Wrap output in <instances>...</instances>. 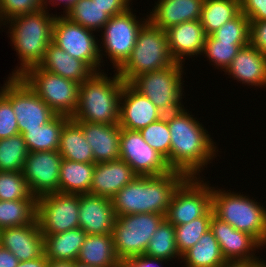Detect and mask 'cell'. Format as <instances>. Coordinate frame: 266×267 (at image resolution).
I'll use <instances>...</instances> for the list:
<instances>
[{
    "mask_svg": "<svg viewBox=\"0 0 266 267\" xmlns=\"http://www.w3.org/2000/svg\"><path fill=\"white\" fill-rule=\"evenodd\" d=\"M240 12V0H204L200 22L208 36Z\"/></svg>",
    "mask_w": 266,
    "mask_h": 267,
    "instance_id": "obj_33",
    "label": "cell"
},
{
    "mask_svg": "<svg viewBox=\"0 0 266 267\" xmlns=\"http://www.w3.org/2000/svg\"><path fill=\"white\" fill-rule=\"evenodd\" d=\"M256 259L226 261L222 267H255Z\"/></svg>",
    "mask_w": 266,
    "mask_h": 267,
    "instance_id": "obj_51",
    "label": "cell"
},
{
    "mask_svg": "<svg viewBox=\"0 0 266 267\" xmlns=\"http://www.w3.org/2000/svg\"><path fill=\"white\" fill-rule=\"evenodd\" d=\"M184 267H222L224 259L219 242L209 229L188 251L181 256Z\"/></svg>",
    "mask_w": 266,
    "mask_h": 267,
    "instance_id": "obj_31",
    "label": "cell"
},
{
    "mask_svg": "<svg viewBox=\"0 0 266 267\" xmlns=\"http://www.w3.org/2000/svg\"><path fill=\"white\" fill-rule=\"evenodd\" d=\"M213 214V208H211L205 215L187 224L174 226L175 241L180 256L197 244L199 239L210 229Z\"/></svg>",
    "mask_w": 266,
    "mask_h": 267,
    "instance_id": "obj_39",
    "label": "cell"
},
{
    "mask_svg": "<svg viewBox=\"0 0 266 267\" xmlns=\"http://www.w3.org/2000/svg\"><path fill=\"white\" fill-rule=\"evenodd\" d=\"M174 63L169 52L166 31L148 20L139 31L130 57L117 73L124 82L129 83L135 76L161 70Z\"/></svg>",
    "mask_w": 266,
    "mask_h": 267,
    "instance_id": "obj_6",
    "label": "cell"
},
{
    "mask_svg": "<svg viewBox=\"0 0 266 267\" xmlns=\"http://www.w3.org/2000/svg\"><path fill=\"white\" fill-rule=\"evenodd\" d=\"M18 263L16 256L0 245V267H16Z\"/></svg>",
    "mask_w": 266,
    "mask_h": 267,
    "instance_id": "obj_49",
    "label": "cell"
},
{
    "mask_svg": "<svg viewBox=\"0 0 266 267\" xmlns=\"http://www.w3.org/2000/svg\"><path fill=\"white\" fill-rule=\"evenodd\" d=\"M0 200H37L29 190L22 172L0 171Z\"/></svg>",
    "mask_w": 266,
    "mask_h": 267,
    "instance_id": "obj_40",
    "label": "cell"
},
{
    "mask_svg": "<svg viewBox=\"0 0 266 267\" xmlns=\"http://www.w3.org/2000/svg\"><path fill=\"white\" fill-rule=\"evenodd\" d=\"M133 10L130 6L121 14L110 17V20L103 26L101 36H99L101 37L99 53L102 66L105 61L103 58L108 56L113 65L112 69L117 71L130 57L140 29L148 21V14L146 18L145 16L138 18L139 16L136 17Z\"/></svg>",
    "mask_w": 266,
    "mask_h": 267,
    "instance_id": "obj_8",
    "label": "cell"
},
{
    "mask_svg": "<svg viewBox=\"0 0 266 267\" xmlns=\"http://www.w3.org/2000/svg\"><path fill=\"white\" fill-rule=\"evenodd\" d=\"M139 132L147 144L166 158L170 167L171 138L167 119L162 117Z\"/></svg>",
    "mask_w": 266,
    "mask_h": 267,
    "instance_id": "obj_41",
    "label": "cell"
},
{
    "mask_svg": "<svg viewBox=\"0 0 266 267\" xmlns=\"http://www.w3.org/2000/svg\"><path fill=\"white\" fill-rule=\"evenodd\" d=\"M138 176L170 173L166 158L143 139L139 131L120 128V157Z\"/></svg>",
    "mask_w": 266,
    "mask_h": 267,
    "instance_id": "obj_15",
    "label": "cell"
},
{
    "mask_svg": "<svg viewBox=\"0 0 266 267\" xmlns=\"http://www.w3.org/2000/svg\"><path fill=\"white\" fill-rule=\"evenodd\" d=\"M210 230L219 242L221 253L226 261L257 259L260 255L257 256L256 252L264 248L255 237L235 229L214 214L210 221Z\"/></svg>",
    "mask_w": 266,
    "mask_h": 267,
    "instance_id": "obj_17",
    "label": "cell"
},
{
    "mask_svg": "<svg viewBox=\"0 0 266 267\" xmlns=\"http://www.w3.org/2000/svg\"><path fill=\"white\" fill-rule=\"evenodd\" d=\"M36 215L37 200H0V230L33 224Z\"/></svg>",
    "mask_w": 266,
    "mask_h": 267,
    "instance_id": "obj_36",
    "label": "cell"
},
{
    "mask_svg": "<svg viewBox=\"0 0 266 267\" xmlns=\"http://www.w3.org/2000/svg\"><path fill=\"white\" fill-rule=\"evenodd\" d=\"M249 44L266 55V20L250 21Z\"/></svg>",
    "mask_w": 266,
    "mask_h": 267,
    "instance_id": "obj_46",
    "label": "cell"
},
{
    "mask_svg": "<svg viewBox=\"0 0 266 267\" xmlns=\"http://www.w3.org/2000/svg\"><path fill=\"white\" fill-rule=\"evenodd\" d=\"M96 163L75 162L63 159L59 174V192L90 194V186Z\"/></svg>",
    "mask_w": 266,
    "mask_h": 267,
    "instance_id": "obj_30",
    "label": "cell"
},
{
    "mask_svg": "<svg viewBox=\"0 0 266 267\" xmlns=\"http://www.w3.org/2000/svg\"><path fill=\"white\" fill-rule=\"evenodd\" d=\"M47 8L30 14H22L6 21L3 27L20 64L15 66L10 77H21L28 69L38 66L44 58L46 49L52 41V29L56 15ZM5 25V26H4Z\"/></svg>",
    "mask_w": 266,
    "mask_h": 267,
    "instance_id": "obj_3",
    "label": "cell"
},
{
    "mask_svg": "<svg viewBox=\"0 0 266 267\" xmlns=\"http://www.w3.org/2000/svg\"><path fill=\"white\" fill-rule=\"evenodd\" d=\"M255 267H266V260L263 258H257L255 260Z\"/></svg>",
    "mask_w": 266,
    "mask_h": 267,
    "instance_id": "obj_54",
    "label": "cell"
},
{
    "mask_svg": "<svg viewBox=\"0 0 266 267\" xmlns=\"http://www.w3.org/2000/svg\"><path fill=\"white\" fill-rule=\"evenodd\" d=\"M70 119L65 115H56L52 120L39 128L24 129L21 133L29 152L56 151L59 148L60 132Z\"/></svg>",
    "mask_w": 266,
    "mask_h": 267,
    "instance_id": "obj_32",
    "label": "cell"
},
{
    "mask_svg": "<svg viewBox=\"0 0 266 267\" xmlns=\"http://www.w3.org/2000/svg\"><path fill=\"white\" fill-rule=\"evenodd\" d=\"M240 8L249 21L266 20V0H240Z\"/></svg>",
    "mask_w": 266,
    "mask_h": 267,
    "instance_id": "obj_45",
    "label": "cell"
},
{
    "mask_svg": "<svg viewBox=\"0 0 266 267\" xmlns=\"http://www.w3.org/2000/svg\"><path fill=\"white\" fill-rule=\"evenodd\" d=\"M79 227L90 235L112 234L116 214L111 199L92 194H80Z\"/></svg>",
    "mask_w": 266,
    "mask_h": 267,
    "instance_id": "obj_19",
    "label": "cell"
},
{
    "mask_svg": "<svg viewBox=\"0 0 266 267\" xmlns=\"http://www.w3.org/2000/svg\"><path fill=\"white\" fill-rule=\"evenodd\" d=\"M28 154L22 134L0 139V171L22 172Z\"/></svg>",
    "mask_w": 266,
    "mask_h": 267,
    "instance_id": "obj_37",
    "label": "cell"
},
{
    "mask_svg": "<svg viewBox=\"0 0 266 267\" xmlns=\"http://www.w3.org/2000/svg\"><path fill=\"white\" fill-rule=\"evenodd\" d=\"M21 78L57 114L72 117L78 107L80 84L34 66Z\"/></svg>",
    "mask_w": 266,
    "mask_h": 267,
    "instance_id": "obj_10",
    "label": "cell"
},
{
    "mask_svg": "<svg viewBox=\"0 0 266 267\" xmlns=\"http://www.w3.org/2000/svg\"><path fill=\"white\" fill-rule=\"evenodd\" d=\"M224 72L242 85L266 88V55L249 44L240 49Z\"/></svg>",
    "mask_w": 266,
    "mask_h": 267,
    "instance_id": "obj_23",
    "label": "cell"
},
{
    "mask_svg": "<svg viewBox=\"0 0 266 267\" xmlns=\"http://www.w3.org/2000/svg\"><path fill=\"white\" fill-rule=\"evenodd\" d=\"M0 92L11 102L20 134L47 124L57 115L21 77L8 76Z\"/></svg>",
    "mask_w": 266,
    "mask_h": 267,
    "instance_id": "obj_11",
    "label": "cell"
},
{
    "mask_svg": "<svg viewBox=\"0 0 266 267\" xmlns=\"http://www.w3.org/2000/svg\"><path fill=\"white\" fill-rule=\"evenodd\" d=\"M186 108L164 115L171 138L170 168L187 177H201L200 173L215 160L219 149L204 124Z\"/></svg>",
    "mask_w": 266,
    "mask_h": 267,
    "instance_id": "obj_1",
    "label": "cell"
},
{
    "mask_svg": "<svg viewBox=\"0 0 266 267\" xmlns=\"http://www.w3.org/2000/svg\"><path fill=\"white\" fill-rule=\"evenodd\" d=\"M184 64L175 62L161 70L135 76L129 84L164 114L174 113L184 107Z\"/></svg>",
    "mask_w": 266,
    "mask_h": 267,
    "instance_id": "obj_7",
    "label": "cell"
},
{
    "mask_svg": "<svg viewBox=\"0 0 266 267\" xmlns=\"http://www.w3.org/2000/svg\"><path fill=\"white\" fill-rule=\"evenodd\" d=\"M83 130L86 141L92 148L94 162L118 160L120 157L119 124L106 125L90 122H76Z\"/></svg>",
    "mask_w": 266,
    "mask_h": 267,
    "instance_id": "obj_25",
    "label": "cell"
},
{
    "mask_svg": "<svg viewBox=\"0 0 266 267\" xmlns=\"http://www.w3.org/2000/svg\"><path fill=\"white\" fill-rule=\"evenodd\" d=\"M19 134L16 115L11 102L0 92V139Z\"/></svg>",
    "mask_w": 266,
    "mask_h": 267,
    "instance_id": "obj_44",
    "label": "cell"
},
{
    "mask_svg": "<svg viewBox=\"0 0 266 267\" xmlns=\"http://www.w3.org/2000/svg\"><path fill=\"white\" fill-rule=\"evenodd\" d=\"M165 220L157 213H137L116 217L113 243L116 256L123 264L127 259L143 255L153 233Z\"/></svg>",
    "mask_w": 266,
    "mask_h": 267,
    "instance_id": "obj_9",
    "label": "cell"
},
{
    "mask_svg": "<svg viewBox=\"0 0 266 267\" xmlns=\"http://www.w3.org/2000/svg\"><path fill=\"white\" fill-rule=\"evenodd\" d=\"M76 0H43L44 4H45V8H49L48 6L51 4V6L53 7H57L58 5L63 4L64 8H63V14H65L68 9L72 6V4L75 2ZM49 4V5H48Z\"/></svg>",
    "mask_w": 266,
    "mask_h": 267,
    "instance_id": "obj_52",
    "label": "cell"
},
{
    "mask_svg": "<svg viewBox=\"0 0 266 267\" xmlns=\"http://www.w3.org/2000/svg\"><path fill=\"white\" fill-rule=\"evenodd\" d=\"M59 140L58 151L63 159L95 163L92 148L86 141L82 128L71 118L63 125Z\"/></svg>",
    "mask_w": 266,
    "mask_h": 267,
    "instance_id": "obj_29",
    "label": "cell"
},
{
    "mask_svg": "<svg viewBox=\"0 0 266 267\" xmlns=\"http://www.w3.org/2000/svg\"><path fill=\"white\" fill-rule=\"evenodd\" d=\"M44 236V254L48 260L76 261L87 234L79 227Z\"/></svg>",
    "mask_w": 266,
    "mask_h": 267,
    "instance_id": "obj_28",
    "label": "cell"
},
{
    "mask_svg": "<svg viewBox=\"0 0 266 267\" xmlns=\"http://www.w3.org/2000/svg\"><path fill=\"white\" fill-rule=\"evenodd\" d=\"M172 59L185 65L186 58L200 57L206 41V33L200 20L183 22L166 30Z\"/></svg>",
    "mask_w": 266,
    "mask_h": 267,
    "instance_id": "obj_20",
    "label": "cell"
},
{
    "mask_svg": "<svg viewBox=\"0 0 266 267\" xmlns=\"http://www.w3.org/2000/svg\"><path fill=\"white\" fill-rule=\"evenodd\" d=\"M38 66L45 71L79 84L94 73L85 62L72 57L52 41L49 43L44 58Z\"/></svg>",
    "mask_w": 266,
    "mask_h": 267,
    "instance_id": "obj_26",
    "label": "cell"
},
{
    "mask_svg": "<svg viewBox=\"0 0 266 267\" xmlns=\"http://www.w3.org/2000/svg\"><path fill=\"white\" fill-rule=\"evenodd\" d=\"M43 8V0H0V28L13 17L35 13Z\"/></svg>",
    "mask_w": 266,
    "mask_h": 267,
    "instance_id": "obj_43",
    "label": "cell"
},
{
    "mask_svg": "<svg viewBox=\"0 0 266 267\" xmlns=\"http://www.w3.org/2000/svg\"><path fill=\"white\" fill-rule=\"evenodd\" d=\"M94 72L79 86L78 107L71 119L75 122H90L106 125L119 124L120 100L124 80L113 71Z\"/></svg>",
    "mask_w": 266,
    "mask_h": 267,
    "instance_id": "obj_4",
    "label": "cell"
},
{
    "mask_svg": "<svg viewBox=\"0 0 266 267\" xmlns=\"http://www.w3.org/2000/svg\"><path fill=\"white\" fill-rule=\"evenodd\" d=\"M136 177L138 175L121 159L96 163L90 194L112 199Z\"/></svg>",
    "mask_w": 266,
    "mask_h": 267,
    "instance_id": "obj_22",
    "label": "cell"
},
{
    "mask_svg": "<svg viewBox=\"0 0 266 267\" xmlns=\"http://www.w3.org/2000/svg\"><path fill=\"white\" fill-rule=\"evenodd\" d=\"M48 259L45 254L39 258H35L28 261L19 262L16 267H47Z\"/></svg>",
    "mask_w": 266,
    "mask_h": 267,
    "instance_id": "obj_50",
    "label": "cell"
},
{
    "mask_svg": "<svg viewBox=\"0 0 266 267\" xmlns=\"http://www.w3.org/2000/svg\"><path fill=\"white\" fill-rule=\"evenodd\" d=\"M144 255L152 258L172 261H180L181 256L175 241L174 226L166 219L153 233ZM174 258V260H173Z\"/></svg>",
    "mask_w": 266,
    "mask_h": 267,
    "instance_id": "obj_35",
    "label": "cell"
},
{
    "mask_svg": "<svg viewBox=\"0 0 266 267\" xmlns=\"http://www.w3.org/2000/svg\"><path fill=\"white\" fill-rule=\"evenodd\" d=\"M204 0H157L148 20L166 31L183 22L200 20Z\"/></svg>",
    "mask_w": 266,
    "mask_h": 267,
    "instance_id": "obj_24",
    "label": "cell"
},
{
    "mask_svg": "<svg viewBox=\"0 0 266 267\" xmlns=\"http://www.w3.org/2000/svg\"><path fill=\"white\" fill-rule=\"evenodd\" d=\"M78 194L51 193L37 198V215L42 235L58 234L79 228Z\"/></svg>",
    "mask_w": 266,
    "mask_h": 267,
    "instance_id": "obj_14",
    "label": "cell"
},
{
    "mask_svg": "<svg viewBox=\"0 0 266 267\" xmlns=\"http://www.w3.org/2000/svg\"><path fill=\"white\" fill-rule=\"evenodd\" d=\"M94 31L71 21L63 14L53 23L52 42L74 58L85 62L94 72L101 70L99 40Z\"/></svg>",
    "mask_w": 266,
    "mask_h": 267,
    "instance_id": "obj_12",
    "label": "cell"
},
{
    "mask_svg": "<svg viewBox=\"0 0 266 267\" xmlns=\"http://www.w3.org/2000/svg\"><path fill=\"white\" fill-rule=\"evenodd\" d=\"M76 261L93 267H122L114 251L112 234H87Z\"/></svg>",
    "mask_w": 266,
    "mask_h": 267,
    "instance_id": "obj_27",
    "label": "cell"
},
{
    "mask_svg": "<svg viewBox=\"0 0 266 267\" xmlns=\"http://www.w3.org/2000/svg\"><path fill=\"white\" fill-rule=\"evenodd\" d=\"M0 245L12 252L19 262L39 258L44 254V236L37 220L33 224L0 230Z\"/></svg>",
    "mask_w": 266,
    "mask_h": 267,
    "instance_id": "obj_21",
    "label": "cell"
},
{
    "mask_svg": "<svg viewBox=\"0 0 266 267\" xmlns=\"http://www.w3.org/2000/svg\"><path fill=\"white\" fill-rule=\"evenodd\" d=\"M212 187L214 215L255 237L266 248V207L247 194Z\"/></svg>",
    "mask_w": 266,
    "mask_h": 267,
    "instance_id": "obj_5",
    "label": "cell"
},
{
    "mask_svg": "<svg viewBox=\"0 0 266 267\" xmlns=\"http://www.w3.org/2000/svg\"><path fill=\"white\" fill-rule=\"evenodd\" d=\"M167 262L166 260L148 257L143 254L127 259L122 264V267H163L164 264L169 265Z\"/></svg>",
    "mask_w": 266,
    "mask_h": 267,
    "instance_id": "obj_48",
    "label": "cell"
},
{
    "mask_svg": "<svg viewBox=\"0 0 266 267\" xmlns=\"http://www.w3.org/2000/svg\"><path fill=\"white\" fill-rule=\"evenodd\" d=\"M75 261L48 260L47 267H74Z\"/></svg>",
    "mask_w": 266,
    "mask_h": 267,
    "instance_id": "obj_53",
    "label": "cell"
},
{
    "mask_svg": "<svg viewBox=\"0 0 266 267\" xmlns=\"http://www.w3.org/2000/svg\"><path fill=\"white\" fill-rule=\"evenodd\" d=\"M63 15L78 25L98 33L111 17L93 0H76Z\"/></svg>",
    "mask_w": 266,
    "mask_h": 267,
    "instance_id": "obj_34",
    "label": "cell"
},
{
    "mask_svg": "<svg viewBox=\"0 0 266 267\" xmlns=\"http://www.w3.org/2000/svg\"><path fill=\"white\" fill-rule=\"evenodd\" d=\"M62 160L58 150L29 152L22 173L34 197L59 192Z\"/></svg>",
    "mask_w": 266,
    "mask_h": 267,
    "instance_id": "obj_16",
    "label": "cell"
},
{
    "mask_svg": "<svg viewBox=\"0 0 266 267\" xmlns=\"http://www.w3.org/2000/svg\"><path fill=\"white\" fill-rule=\"evenodd\" d=\"M201 176L188 177L174 192L165 215L173 226L187 224L212 208V186Z\"/></svg>",
    "mask_w": 266,
    "mask_h": 267,
    "instance_id": "obj_13",
    "label": "cell"
},
{
    "mask_svg": "<svg viewBox=\"0 0 266 267\" xmlns=\"http://www.w3.org/2000/svg\"><path fill=\"white\" fill-rule=\"evenodd\" d=\"M249 45V42L218 41L212 35L206 37L202 55L207 57L209 64L215 69L225 71L241 48Z\"/></svg>",
    "mask_w": 266,
    "mask_h": 267,
    "instance_id": "obj_38",
    "label": "cell"
},
{
    "mask_svg": "<svg viewBox=\"0 0 266 267\" xmlns=\"http://www.w3.org/2000/svg\"><path fill=\"white\" fill-rule=\"evenodd\" d=\"M211 35L218 41L249 42L250 21L240 12L234 19L226 22Z\"/></svg>",
    "mask_w": 266,
    "mask_h": 267,
    "instance_id": "obj_42",
    "label": "cell"
},
{
    "mask_svg": "<svg viewBox=\"0 0 266 267\" xmlns=\"http://www.w3.org/2000/svg\"><path fill=\"white\" fill-rule=\"evenodd\" d=\"M74 267H93V266L85 265V264H82V263H79V262L75 261V266Z\"/></svg>",
    "mask_w": 266,
    "mask_h": 267,
    "instance_id": "obj_55",
    "label": "cell"
},
{
    "mask_svg": "<svg viewBox=\"0 0 266 267\" xmlns=\"http://www.w3.org/2000/svg\"><path fill=\"white\" fill-rule=\"evenodd\" d=\"M164 117V114L143 94L125 82L120 100L119 127L140 131Z\"/></svg>",
    "mask_w": 266,
    "mask_h": 267,
    "instance_id": "obj_18",
    "label": "cell"
},
{
    "mask_svg": "<svg viewBox=\"0 0 266 267\" xmlns=\"http://www.w3.org/2000/svg\"><path fill=\"white\" fill-rule=\"evenodd\" d=\"M187 178L179 171L136 177L111 199L116 217L137 213L166 215L174 192Z\"/></svg>",
    "mask_w": 266,
    "mask_h": 267,
    "instance_id": "obj_2",
    "label": "cell"
},
{
    "mask_svg": "<svg viewBox=\"0 0 266 267\" xmlns=\"http://www.w3.org/2000/svg\"><path fill=\"white\" fill-rule=\"evenodd\" d=\"M100 7L105 9V12L109 14L111 17L121 14L127 8L132 6L133 0H93ZM131 4V5H130Z\"/></svg>",
    "mask_w": 266,
    "mask_h": 267,
    "instance_id": "obj_47",
    "label": "cell"
}]
</instances>
